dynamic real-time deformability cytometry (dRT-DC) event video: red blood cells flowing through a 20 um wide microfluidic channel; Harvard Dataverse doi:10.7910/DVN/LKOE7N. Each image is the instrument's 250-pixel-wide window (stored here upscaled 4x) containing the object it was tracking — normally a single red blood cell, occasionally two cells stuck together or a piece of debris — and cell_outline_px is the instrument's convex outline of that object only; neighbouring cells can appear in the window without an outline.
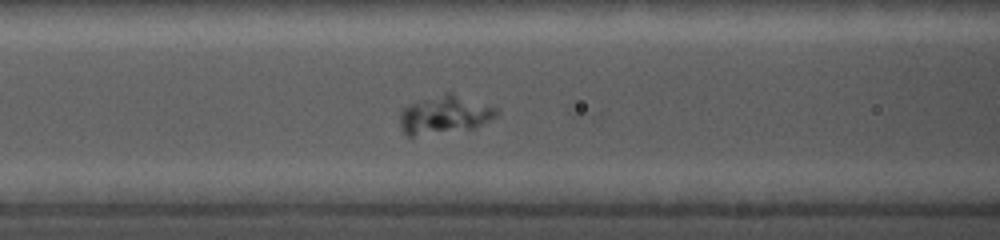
{"species": "common noctule bat (a hibernating species)", "species_latin": "Nyctalus noctula", "temperature_condition": "cold", "stored_images_in_passage": 8, "camera_frame_rate_fps": 5000, "um_per_image_px": 0.085, "animal": {"sex": "female", "body_mass_g": 19.0, "forearm_length_mm": 56.7}, "frame": {"image": 1, "passage_image": 7, "time_ms": 2.2, "image_size_px": [1000, 240], "cell_outline_px": [[496, 116], [476, 128], [412, 136], [408, 136], [400, 128], [400, 112], [408, 104], [448, 92], [496, 108]], "centroid_in_image_um": [37.74, 9.77], "position_along_channel_um": 128.9, "area_um2": 20.98}}